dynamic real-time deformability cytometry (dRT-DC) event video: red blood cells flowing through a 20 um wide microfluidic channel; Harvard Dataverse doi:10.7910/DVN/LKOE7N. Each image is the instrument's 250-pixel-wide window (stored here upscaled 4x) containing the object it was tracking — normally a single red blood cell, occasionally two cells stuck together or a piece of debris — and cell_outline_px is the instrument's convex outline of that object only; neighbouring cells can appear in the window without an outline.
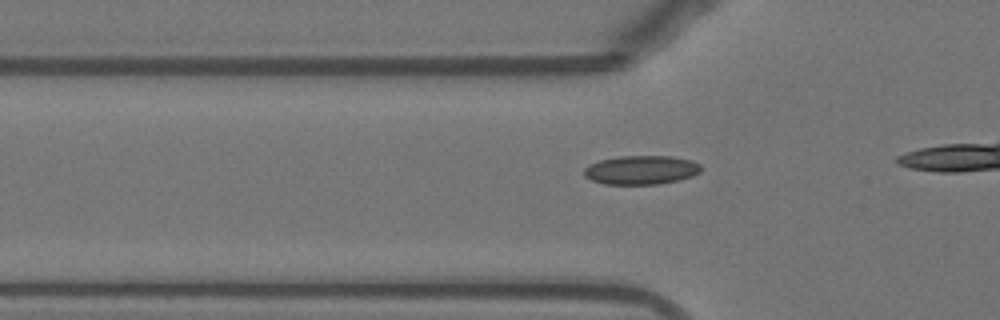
{"species": "Egyptian fruit bat (a non-hibernating species)", "species_latin": "Rousettus aegyptiacus", "temperature_condition": "warm", "stored_images_in_passage": 18, "camera_frame_rate_fps": 3000, "um_per_image_px": 0.085, "animal": {"sex": "female"}, "frame": {"image": 1, "passage_image": 12, "time_ms": 3.667, "image_size_px": [1000, 320], "cell_outline_px": [[700, 172], [692, 176], [660, 184], [604, 184], [592, 180], [584, 176], [584, 168], [588, 164], [600, 160], [620, 156], [672, 156], [692, 160], [700, 164]], "centroid_in_image_um": [54.48, 14.44], "position_along_channel_um": 71.3, "area_um2": 19.71}}
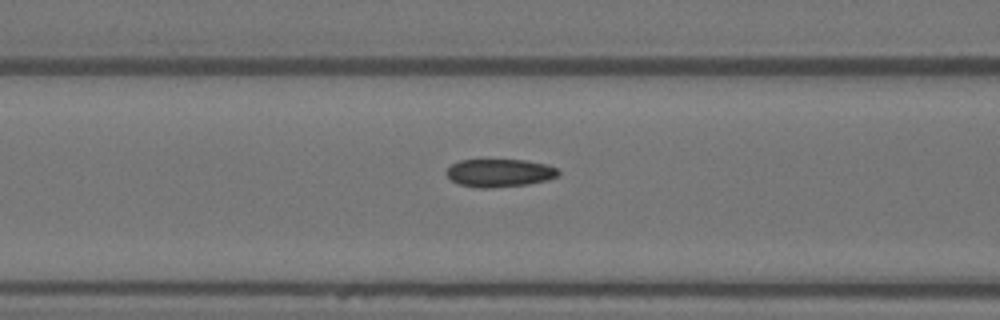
{"frame": {"image": 2, "passage_image": 16, "time_ms": 5.0, "image_size_px": [1000, 320], "cell_outline_px": [[560, 176], [548, 180], [528, 184], [492, 188], [480, 188], [460, 184], [452, 180], [444, 172], [452, 164], [460, 160], [524, 160], [548, 164], [556, 168], [560, 172]], "centroid_in_image_um": [42.5, 14.7], "position_along_channel_um": 124.1, "area_um2": 18.32}}